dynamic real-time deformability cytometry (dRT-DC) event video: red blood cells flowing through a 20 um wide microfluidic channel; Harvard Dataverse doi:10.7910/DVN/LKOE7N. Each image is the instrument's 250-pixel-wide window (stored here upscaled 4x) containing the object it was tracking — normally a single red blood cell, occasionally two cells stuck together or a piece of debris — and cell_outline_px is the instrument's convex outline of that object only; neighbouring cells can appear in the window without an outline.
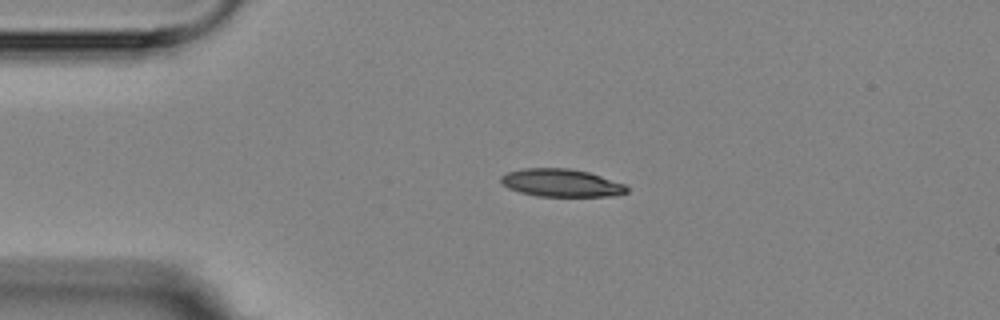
{"species": "Egyptian fruit bat (a non-hibernating species)", "species_latin": "Rousettus aegyptiacus", "temperature_condition": "room temperature", "stored_images_in_passage": 3, "camera_frame_rate_fps": 3000, "um_per_image_px": 0.085, "animal": {"sex": "female"}, "frame": {"image": 1, "passage_image": 2, "time_ms": 1.0, "image_size_px": [1000, 320], "cell_outline_px": [[628, 192], [612, 196], [536, 196], [520, 192], [508, 188], [500, 184], [500, 176], [508, 172], [524, 168], [568, 168], [588, 172], [624, 184], [628, 188]], "centroid_in_image_um": [47.66, 15.55], "position_along_channel_um": 37.3, "area_um2": 20.35}}